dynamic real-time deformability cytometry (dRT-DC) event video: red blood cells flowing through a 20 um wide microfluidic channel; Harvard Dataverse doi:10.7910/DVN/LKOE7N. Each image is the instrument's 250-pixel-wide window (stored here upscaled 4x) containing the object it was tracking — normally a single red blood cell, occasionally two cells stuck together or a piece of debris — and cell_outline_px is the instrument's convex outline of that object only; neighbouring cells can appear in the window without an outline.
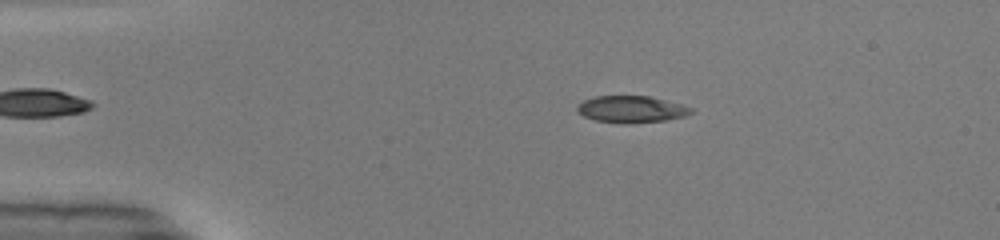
{"species": "common noctule bat (a hibernating species)", "species_latin": "Nyctalus noctula", "temperature_condition": "warm", "stored_images_in_passage": 37, "camera_frame_rate_fps": 3000, "um_per_image_px": 0.085, "animal": {"sex": "male", "body_mass_g": 19.0, "forearm_length_mm": 50.8}, "frame": {"image": 1, "passage_image": 4, "time_ms": 1.0, "image_size_px": [1000, 240], "cell_outline_px": [[692, 112], [684, 116], [664, 120], [596, 120], [584, 116], [576, 108], [584, 100], [596, 96], [648, 96], [680, 104], [692, 108]], "centroid_in_image_um": [53.67, 9.22], "position_along_channel_um": 31.3, "area_um2": 16.42}}
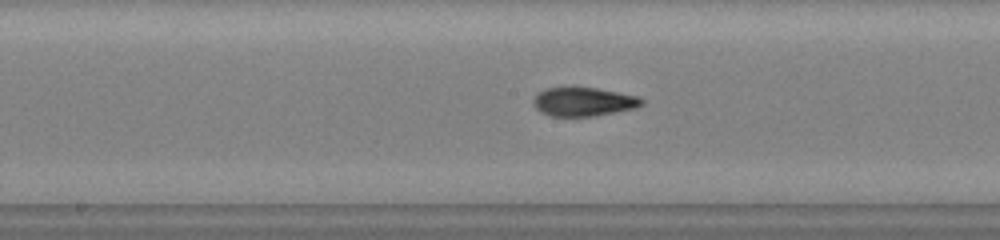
{"frame": {"image": 2, "passage_image": 20, "time_ms": 6.333, "image_size_px": [1000, 240], "cell_outline_px": [[644, 104], [636, 108], [592, 116], [548, 116], [540, 112], [532, 104], [532, 100], [540, 92], [548, 88], [596, 88], [640, 96], [644, 100]], "centroid_in_image_um": [49.62, 8.66], "position_along_channel_um": 198.6, "area_um2": 18.09}}
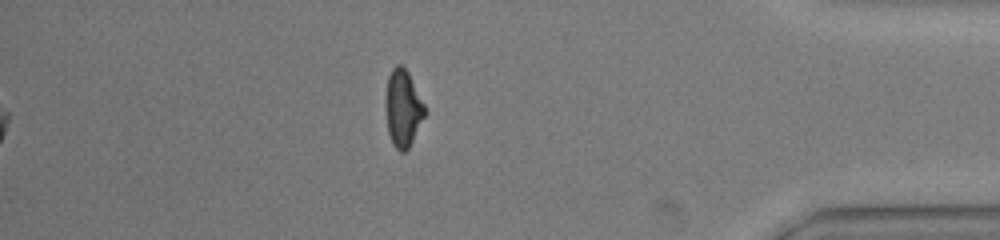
{"frame": {"image": 3, "passage_image": 37, "time_ms": 12.0, "image_size_px": [1000, 240], "cell_outline_px": [[428, 112], [408, 148], [404, 152], [400, 152], [392, 144], [388, 132], [384, 104], [384, 100], [388, 76], [392, 68], [396, 64], [400, 64], [408, 72]], "centroid_in_image_um": [34.24, 9.2], "position_along_channel_um": 401.0, "area_um2": 17.86}, "authors_computed_cell_mechanics": {"area_um2": 18.0336, "velocity_mm_per_s": 4.1699, "shape_relaxation_time_tau1_ms": 8.8526, "shape_relaxation_time_tau2_ms": 1.8134, "deformation_change_tau1": 0.3216, "deformation_change_tau2": 0.0799}}